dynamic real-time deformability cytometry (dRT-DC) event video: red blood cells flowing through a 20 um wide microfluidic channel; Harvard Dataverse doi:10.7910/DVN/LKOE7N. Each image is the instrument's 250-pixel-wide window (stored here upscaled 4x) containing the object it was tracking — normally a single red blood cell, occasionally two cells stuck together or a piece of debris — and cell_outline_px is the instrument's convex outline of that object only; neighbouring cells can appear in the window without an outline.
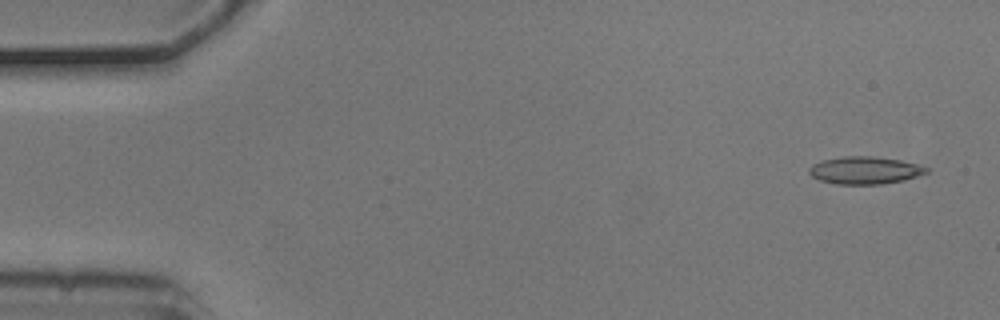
{"species": "common noctule bat (a hibernating species)", "species_latin": "Nyctalus noctula", "temperature_condition": "cold", "stored_images_in_passage": 3, "camera_frame_rate_fps": 3000, "um_per_image_px": 0.085, "animal": {"sex": "male", "body_mass_g": 20.5, "forearm_length_mm": 52.5}, "frame": {"image": 1, "passage_image": 1, "time_ms": 0.0, "image_size_px": [1000, 320], "cell_outline_px": [[928, 172], [904, 180], [880, 184], [836, 184], [820, 180], [812, 176], [808, 172], [808, 168], [812, 164], [824, 160], [844, 156], [872, 156], [900, 160], [916, 164], [928, 168]], "centroid_in_image_um": [73.48, 14.47], "position_along_channel_um": 11.5, "area_um2": 18.61}}
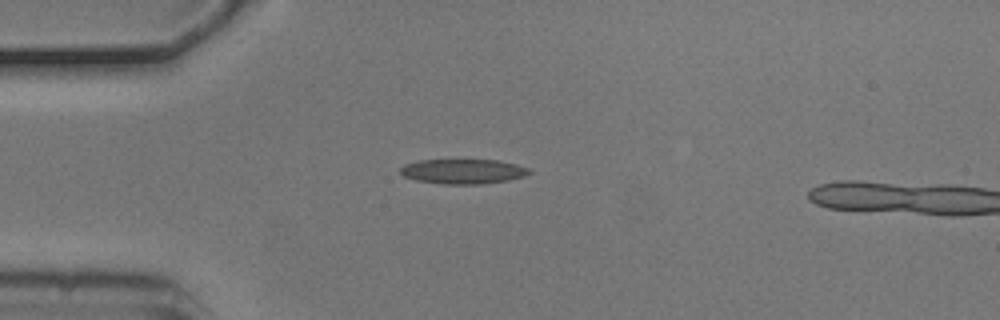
{"frame": {"image": 2, "passage_image": 3, "time_ms": 0.667, "image_size_px": [1000, 320], "cell_outline_px": [[532, 172], [524, 176], [508, 180], [480, 184], [440, 184], [416, 180], [404, 176], [400, 172], [400, 168], [404, 164], [420, 160], [500, 160], [516, 164], [528, 168]], "centroid_in_image_um": [39.35, 14.57], "position_along_channel_um": 45.6, "area_um2": 18.61}}